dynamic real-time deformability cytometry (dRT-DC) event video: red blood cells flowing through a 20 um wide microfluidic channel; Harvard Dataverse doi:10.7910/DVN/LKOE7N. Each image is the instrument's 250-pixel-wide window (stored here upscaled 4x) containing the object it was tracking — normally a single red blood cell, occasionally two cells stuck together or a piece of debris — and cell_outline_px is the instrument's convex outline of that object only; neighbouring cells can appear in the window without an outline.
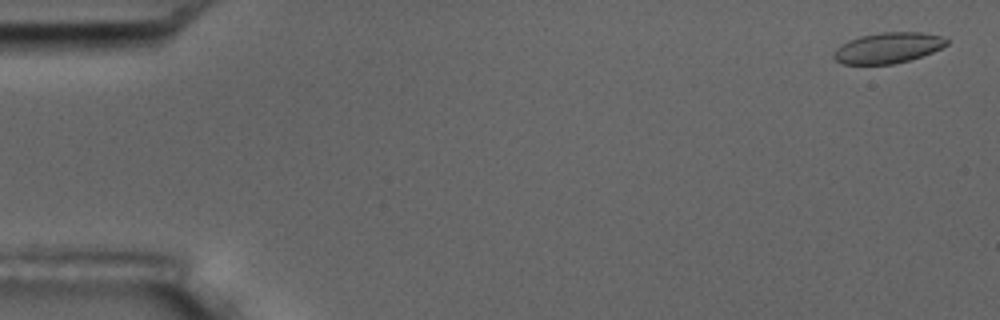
{"species": "common noctule bat (a hibernating species)", "species_latin": "Nyctalus noctula", "temperature_condition": "room temperature", "stored_images_in_passage": 17, "camera_frame_rate_fps": 3000, "um_per_image_px": 0.085, "animal": {"sex": "male", "body_mass_g": 17.5, "forearm_length_mm": 52.3}, "frame": {"image": 1, "passage_image": 1, "time_ms": 0.0, "image_size_px": [1000, 320], "cell_outline_px": [[948, 44], [932, 52], [908, 60], [892, 64], [844, 64], [836, 60], [832, 56], [836, 48], [848, 40], [860, 36], [880, 32], [920, 32], [940, 36], [948, 40]], "centroid_in_image_um": [75.45, 4.06], "position_along_channel_um": 9.6, "area_um2": 20.0}}
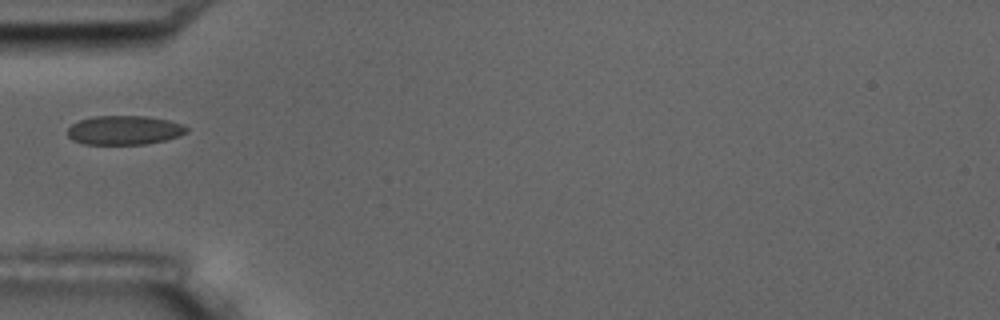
{"frame": {"image": 2, "passage_image": 6, "time_ms": 5.667, "image_size_px": [1000, 320], "cell_outline_px": [[188, 132], [180, 136], [164, 140], [144, 144], [84, 144], [72, 140], [68, 136], [68, 128], [72, 124], [80, 120], [92, 116], [148, 116], [168, 120], [184, 124], [188, 128]], "centroid_in_image_um": [10.58, 11.06], "position_along_channel_um": 74.4, "area_um2": 20.29}}
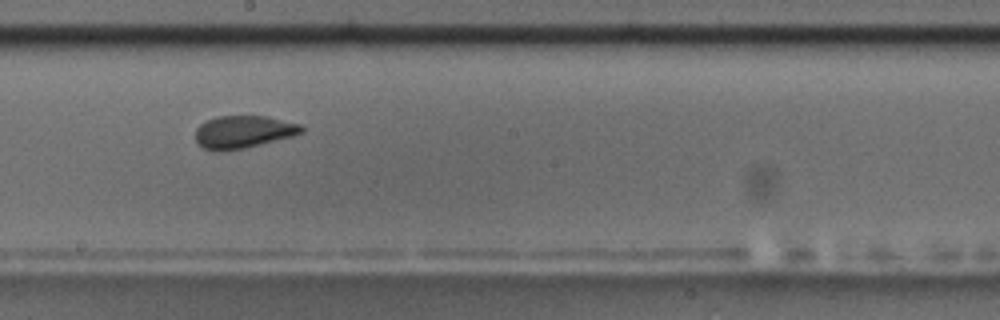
{"frame": {"image": 3, "passage_image": 10, "time_ms": 10.0, "image_size_px": [1000, 320], "cell_outline_px": [[304, 132], [292, 136], [244, 148], [216, 152], [204, 148], [196, 144], [196, 128], [200, 124], [216, 116], [268, 116], [300, 124], [304, 128]], "centroid_in_image_um": [20.66, 11.21], "position_along_channel_um": 227.5, "area_um2": 20.17}, "authors_computed_cell_mechanics": {"area_um2": 20.1722, "velocity_mm_per_s": 3.5443, "shape_relaxation_time_tau1_ms": null, "shape_relaxation_time_tau2_ms": 0.9536, "deformation_change_tau1": null, "deformation_change_tau2": 0.0482}}